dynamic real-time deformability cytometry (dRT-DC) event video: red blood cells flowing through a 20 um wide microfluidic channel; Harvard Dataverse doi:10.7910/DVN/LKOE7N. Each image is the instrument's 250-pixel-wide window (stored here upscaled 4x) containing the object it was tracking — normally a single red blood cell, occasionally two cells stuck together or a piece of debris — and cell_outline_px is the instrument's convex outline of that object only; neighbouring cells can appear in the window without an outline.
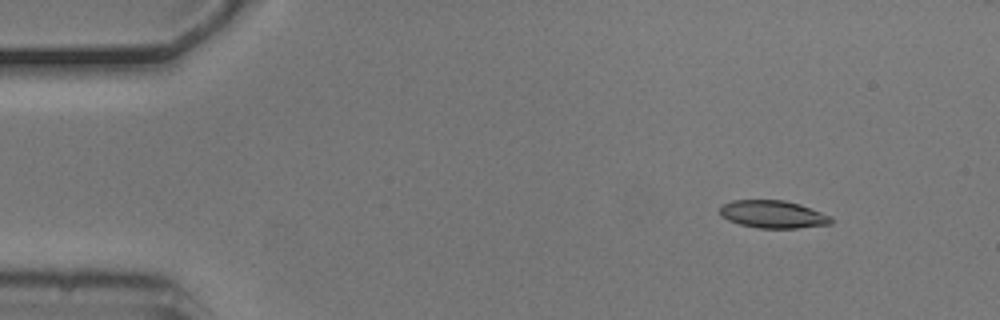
{"species": "common noctule bat (a hibernating species)", "species_latin": "Nyctalus noctula", "temperature_condition": "cold", "stored_images_in_passage": 5, "camera_frame_rate_fps": 3000, "um_per_image_px": 0.085, "animal": {"sex": "male", "body_mass_g": 20.5, "forearm_length_mm": 52.5}, "frame": {"image": 1, "passage_image": 1, "time_ms": 0.0, "image_size_px": [1000, 320], "cell_outline_px": [[832, 224], [796, 228], [760, 228], [740, 224], [728, 220], [720, 216], [720, 208], [724, 204], [732, 200], [784, 200], [800, 204], [832, 216]], "centroid_in_image_um": [65.72, 18.21], "position_along_channel_um": 19.3, "area_um2": 17.92}}
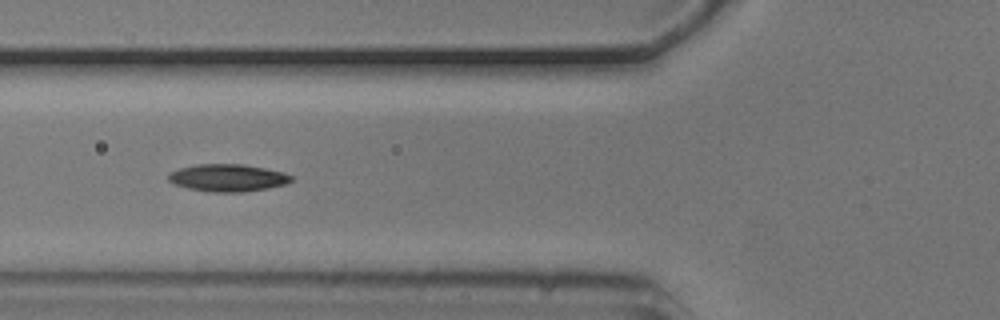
{"frame": {"image": 2, "passage_image": 5, "time_ms": 1.333, "image_size_px": [1000, 320], "cell_outline_px": [[296, 180], [288, 184], [268, 188], [244, 192], [208, 192], [188, 188], [172, 184], [168, 180], [168, 176], [172, 172], [180, 168], [196, 164], [244, 164], [284, 172], [292, 176]], "centroid_in_image_um": [19.4, 15.12], "position_along_channel_um": 106.4, "area_um2": 19.83}}